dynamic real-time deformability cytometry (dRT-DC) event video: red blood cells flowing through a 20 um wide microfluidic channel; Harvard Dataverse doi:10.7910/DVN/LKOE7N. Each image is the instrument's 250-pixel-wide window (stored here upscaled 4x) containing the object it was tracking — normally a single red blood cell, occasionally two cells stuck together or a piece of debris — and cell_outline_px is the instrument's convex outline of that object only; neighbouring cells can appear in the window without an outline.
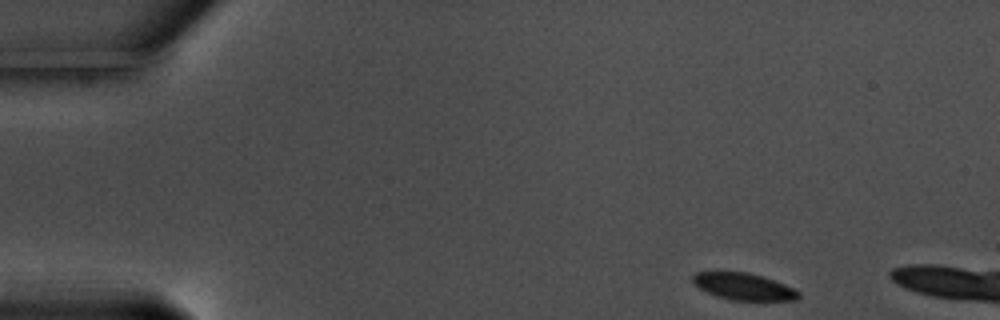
{"species": "common noctule bat (a hibernating species)", "species_latin": "Nyctalus noctula", "temperature_condition": "warm", "stored_images_in_passage": 53, "camera_frame_rate_fps": 3000, "um_per_image_px": 0.085, "animal": {"sex": "male", "body_mass_g": 17.5, "forearm_length_mm": 52.3}, "frame": {"image": 1, "passage_image": 1, "time_ms": 0.0, "image_size_px": [1000, 320], "cell_outline_px": [[800, 296], [796, 300], [732, 300], [716, 296], [700, 288], [692, 280], [692, 276], [696, 272], [748, 272], [764, 276], [784, 284], [800, 292]], "centroid_in_image_um": [63.23, 24.35], "position_along_channel_um": 21.8, "area_um2": 16.42}}
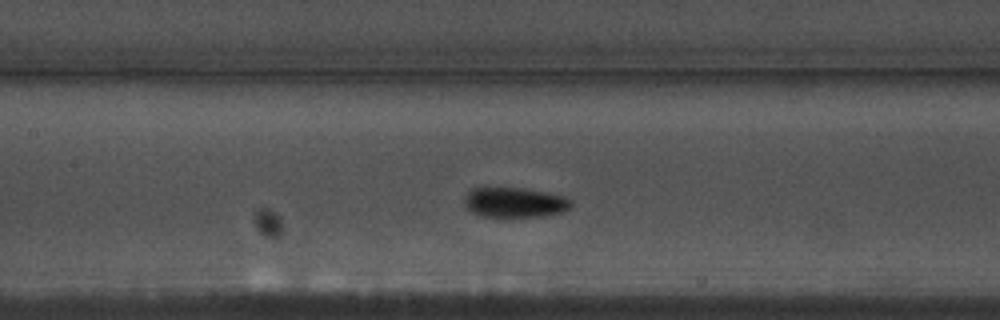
{"frame": {"image": 2, "passage_image": 21, "time_ms": 6.667, "image_size_px": [1000, 320], "cell_outline_px": [[572, 204], [568, 208], [560, 212], [544, 216], [480, 216], [472, 212], [464, 204], [464, 196], [472, 188], [520, 188], [544, 192], [564, 196], [572, 200]], "centroid_in_image_um": [43.72, 17.2], "position_along_channel_um": 163.7, "area_um2": 18.38}}
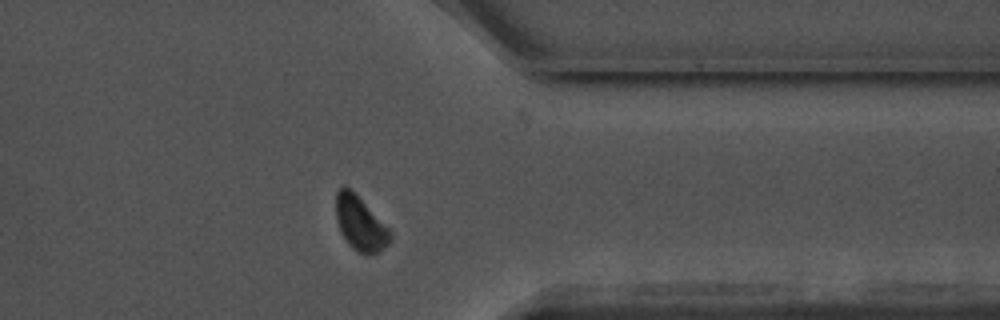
{"frame": {"image": 3, "passage_image": 40, "time_ms": 13.0, "image_size_px": [1000, 320], "cell_outline_px": [[392, 240], [380, 252], [356, 252], [348, 244], [340, 232], [336, 220], [336, 192], [344, 184], [392, 232]], "centroid_in_image_um": [30.6, 19.03], "position_along_channel_um": 380.8, "area_um2": 16.65}}